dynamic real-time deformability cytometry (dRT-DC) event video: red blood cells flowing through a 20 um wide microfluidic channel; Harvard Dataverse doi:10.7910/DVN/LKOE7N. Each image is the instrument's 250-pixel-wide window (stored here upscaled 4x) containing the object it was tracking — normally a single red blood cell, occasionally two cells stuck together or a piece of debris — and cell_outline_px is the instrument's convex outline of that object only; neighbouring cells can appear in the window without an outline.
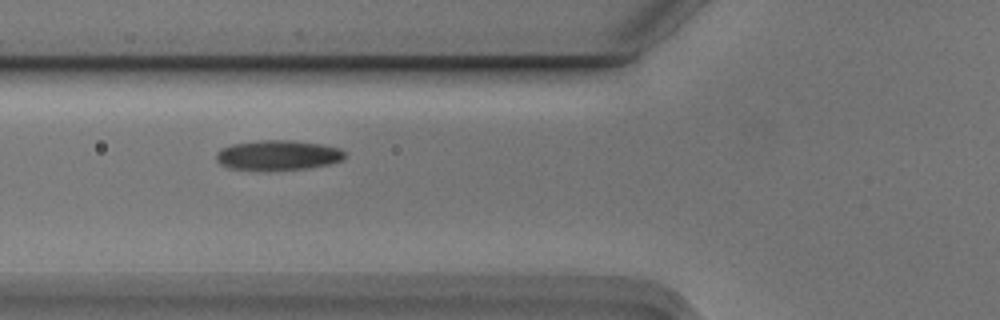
{"species": "Egyptian fruit bat (a non-hibernating species)", "species_latin": "Rousettus aegyptiacus", "temperature_condition": "cold", "stored_images_in_passage": 7, "camera_frame_rate_fps": 3000, "um_per_image_px": 0.085, "animal": {"sex": "male"}, "frame": {"image": 1, "passage_image": 6, "time_ms": 1.667, "image_size_px": [1000, 320], "cell_outline_px": [[348, 156], [344, 160], [332, 164], [308, 168], [228, 168], [220, 164], [216, 160], [216, 152], [220, 148], [232, 144], [260, 140], [292, 140], [320, 144], [340, 148], [348, 152]], "centroid_in_image_um": [23.7, 13.16], "position_along_channel_um": 102.1, "area_um2": 22.2}}
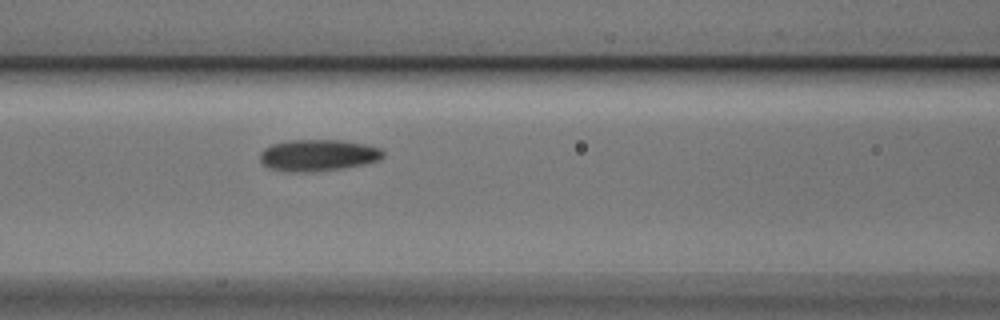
{"frame": {"image": 2, "passage_image": 7, "time_ms": 2.0, "image_size_px": [1000, 320], "cell_outline_px": [[384, 156], [380, 160], [364, 164], [344, 168], [312, 172], [292, 172], [268, 168], [260, 160], [260, 152], [264, 148], [272, 144], [292, 140], [340, 140], [364, 144], [380, 148], [384, 152]], "centroid_in_image_um": [27.04, 13.2], "position_along_channel_um": 139.6, "area_um2": 22.72}}